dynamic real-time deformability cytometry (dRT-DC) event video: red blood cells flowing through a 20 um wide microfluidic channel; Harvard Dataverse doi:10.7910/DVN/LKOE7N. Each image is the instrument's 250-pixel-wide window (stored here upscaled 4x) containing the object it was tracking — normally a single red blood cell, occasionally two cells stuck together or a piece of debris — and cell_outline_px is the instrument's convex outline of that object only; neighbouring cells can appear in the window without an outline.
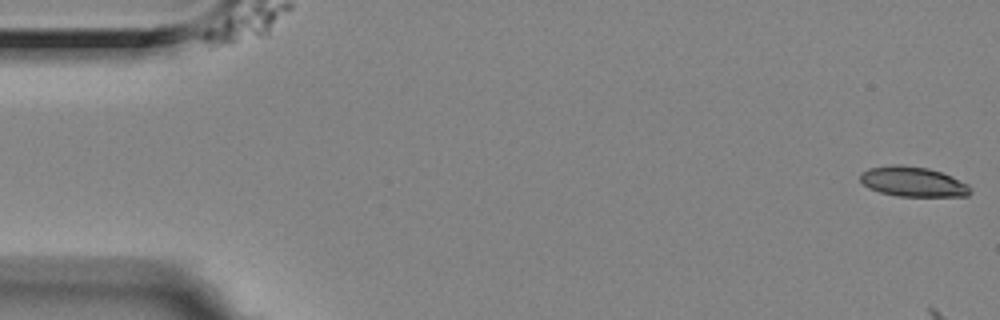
{"species": "Egyptian fruit bat (a non-hibernating species)", "species_latin": "Rousettus aegyptiacus", "temperature_condition": "room temperature", "stored_images_in_passage": 12, "camera_frame_rate_fps": 3000, "um_per_image_px": 0.085, "animal": {"sex": "female"}, "frame": {"image": 1, "passage_image": 1, "time_ms": 0.0, "image_size_px": [1000, 320], "cell_outline_px": [[972, 192], [968, 196], [896, 196], [880, 192], [868, 188], [860, 180], [860, 172], [868, 168], [892, 164], [900, 164], [928, 168], [952, 176], [968, 184], [972, 188]], "centroid_in_image_um": [77.6, 15.44], "position_along_channel_um": 7.4, "area_um2": 19.42}}